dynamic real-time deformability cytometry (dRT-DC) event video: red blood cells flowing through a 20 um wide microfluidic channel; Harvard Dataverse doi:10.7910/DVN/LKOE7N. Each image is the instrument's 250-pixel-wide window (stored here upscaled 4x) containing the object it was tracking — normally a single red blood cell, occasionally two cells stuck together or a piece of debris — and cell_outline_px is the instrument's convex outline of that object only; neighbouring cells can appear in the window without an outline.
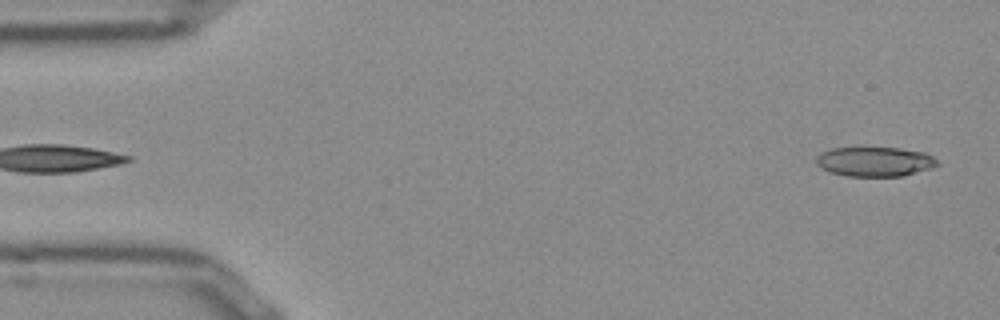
{"species": "Egyptian fruit bat (a non-hibernating species)", "species_latin": "Rousettus aegyptiacus", "temperature_condition": "room temperature", "stored_images_in_passage": 50, "camera_frame_rate_fps": 3000, "um_per_image_px": 0.085, "frame": {"image": 1, "passage_image": 1, "time_ms": 0.0, "image_size_px": [1000, 320], "cell_outline_px": [[940, 164], [932, 168], [904, 176], [848, 176], [832, 172], [820, 168], [816, 164], [816, 156], [820, 152], [832, 148], [900, 148], [924, 152], [932, 156]], "centroid_in_image_um": [74.36, 13.74], "position_along_channel_um": 10.6, "area_um2": 20.92}}
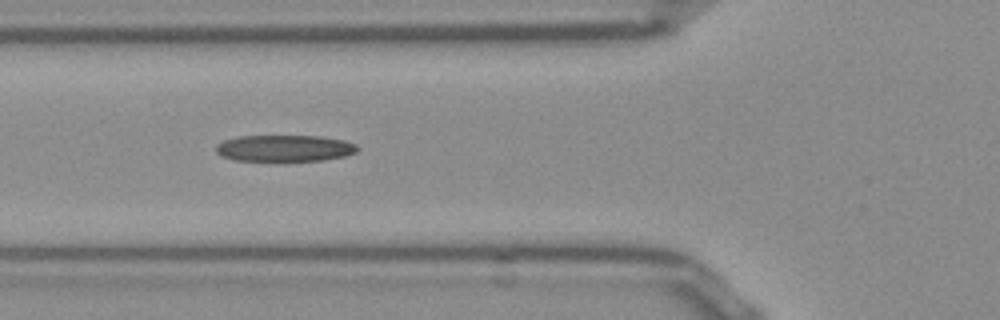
{"frame": {"image": 2, "passage_image": 17, "time_ms": 5.333, "image_size_px": [1000, 320], "cell_outline_px": [[360, 148], [356, 152], [344, 156], [324, 160], [236, 160], [220, 156], [216, 152], [216, 144], [224, 140], [236, 136], [320, 136], [344, 140], [356, 144]], "centroid_in_image_um": [24.18, 12.59], "position_along_channel_um": 101.6, "area_um2": 21.79}}
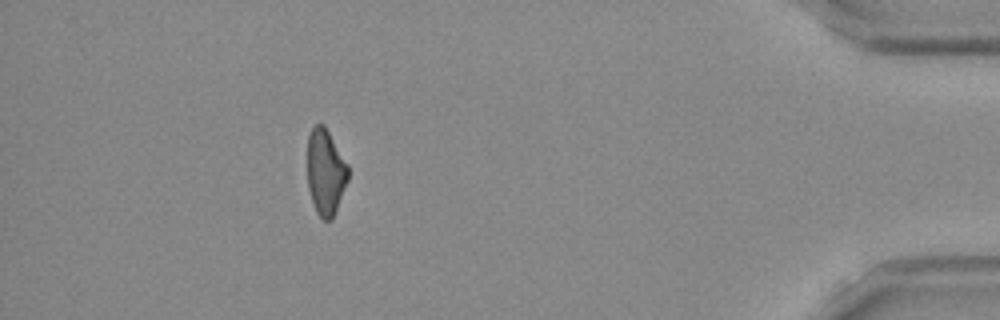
{"frame": {"image": 3, "passage_image": 45, "time_ms": 14.667, "image_size_px": [1000, 320], "cell_outline_px": [[348, 180], [332, 220], [324, 220], [316, 212], [308, 188], [308, 136], [312, 128], [316, 124], [324, 124], [348, 164]], "centroid_in_image_um": [27.68, 14.62], "position_along_channel_um": 407.5, "area_um2": 20.29}, "authors_computed_cell_mechanics": {"area_um2": 21.8773, "velocity_mm_per_s": 3.89, "shape_relaxation_time_tau1_ms": null, "shape_relaxation_time_tau2_ms": 11.0235, "deformation_change_tau1": null, "deformation_change_tau2": 0.2956}}